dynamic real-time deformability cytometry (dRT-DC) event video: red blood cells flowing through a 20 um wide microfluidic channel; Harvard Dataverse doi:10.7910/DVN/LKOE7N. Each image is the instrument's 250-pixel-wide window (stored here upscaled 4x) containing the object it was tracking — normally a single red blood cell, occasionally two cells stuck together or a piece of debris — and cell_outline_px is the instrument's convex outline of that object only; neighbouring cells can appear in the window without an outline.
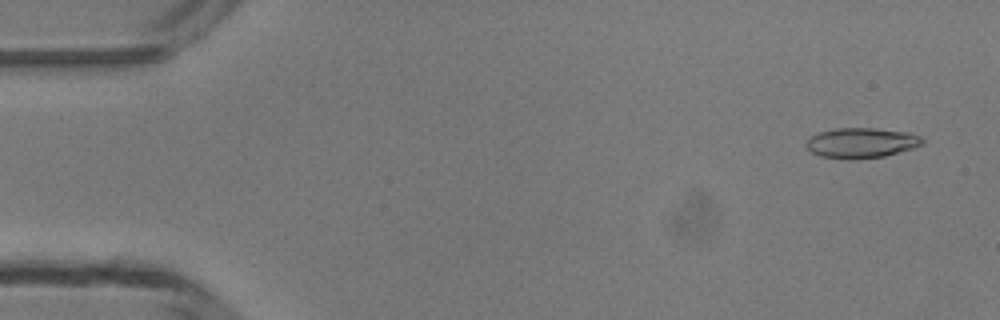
{"species": "common noctule bat (a hibernating species)", "species_latin": "Nyctalus noctula", "temperature_condition": "room temperature", "stored_images_in_passage": 47, "camera_frame_rate_fps": 3000, "um_per_image_px": 0.085, "animal": {"sex": "male", "body_mass_g": 13.3}, "frame": {"image": 1, "passage_image": 2, "time_ms": 0.333, "image_size_px": [1000, 320], "cell_outline_px": [[924, 144], [912, 148], [884, 156], [820, 156], [812, 152], [804, 144], [812, 136], [820, 132], [836, 128], [872, 128], [912, 132], [920, 136], [924, 140]], "centroid_in_image_um": [73.28, 12.08], "position_along_channel_um": 11.7, "area_um2": 19.54}}
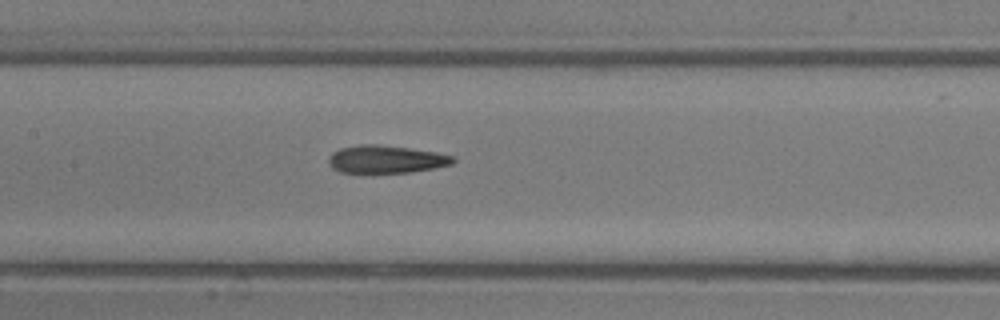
{"frame": {"image": 2, "passage_image": 22, "time_ms": 7.0, "image_size_px": [1000, 320], "cell_outline_px": [[456, 160], [452, 164], [412, 172], [340, 172], [332, 168], [328, 164], [328, 156], [332, 152], [340, 148], [360, 144], [376, 144], [408, 148], [436, 152], [456, 156]], "centroid_in_image_um": [32.8, 13.53], "position_along_channel_um": 174.6, "area_um2": 20.11}}
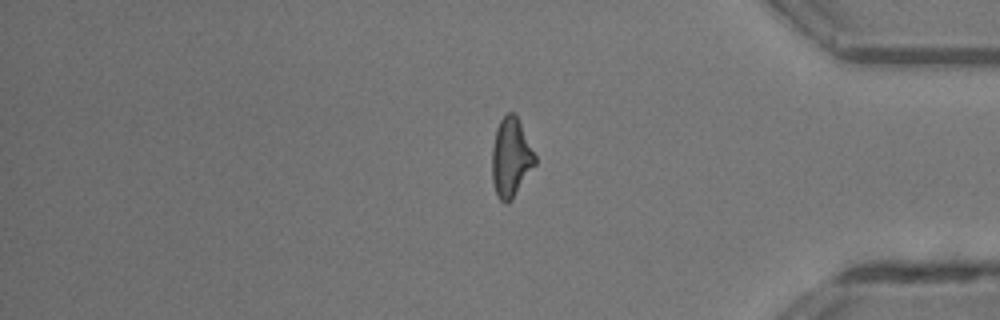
{"frame": {"image": 3, "passage_image": 39, "time_ms": 12.667, "image_size_px": [1000, 320], "cell_outline_px": [[536, 164], [512, 200], [508, 204], [504, 204], [496, 196], [492, 180], [492, 148], [496, 128], [500, 120], [508, 112], [516, 112], [536, 156]], "centroid_in_image_um": [43.43, 13.4], "position_along_channel_um": 391.8, "area_um2": 20.17}, "authors_computed_cell_mechanics": {"area_um2": 19.9988, "velocity_mm_per_s": 4.3031, "shape_relaxation_time_tau1_ms": null, "shape_relaxation_time_tau2_ms": 5.3743, "deformation_change_tau1": null, "deformation_change_tau2": 0.2045}}